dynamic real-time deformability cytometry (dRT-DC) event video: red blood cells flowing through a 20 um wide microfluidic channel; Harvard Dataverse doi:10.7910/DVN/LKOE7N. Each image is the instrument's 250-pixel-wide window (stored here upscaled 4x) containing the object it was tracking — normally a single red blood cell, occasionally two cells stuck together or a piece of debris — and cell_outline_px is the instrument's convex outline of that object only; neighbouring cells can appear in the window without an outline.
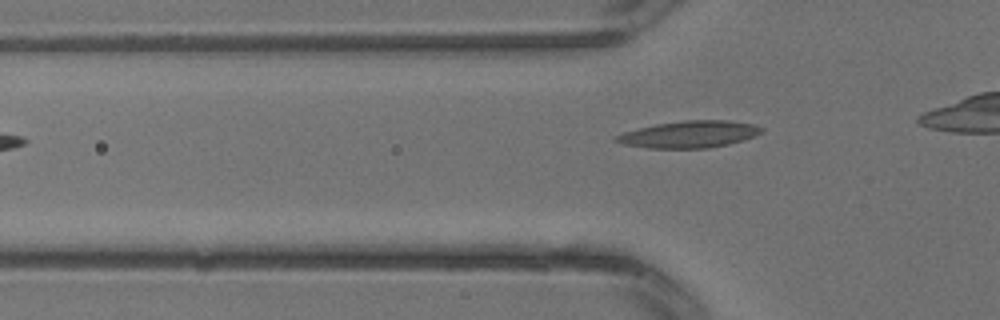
{"species": "common noctule bat (a hibernating species)", "species_latin": "Nyctalus noctula", "temperature_condition": "warm", "stored_images_in_passage": 4, "camera_frame_rate_fps": 3000, "um_per_image_px": 0.085, "animal": {"sex": "male", "body_mass_g": 13.3}, "frame": {"image": 1, "passage_image": 3, "time_ms": 0.667, "image_size_px": [1000, 320], "cell_outline_px": [[764, 132], [756, 136], [744, 140], [728, 144], [708, 148], [648, 148], [624, 144], [612, 140], [616, 136], [624, 132], [656, 124], [684, 120], [728, 120], [756, 124], [764, 128]], "centroid_in_image_um": [58.66, 11.41], "position_along_channel_um": 67.1, "area_um2": 22.89}}
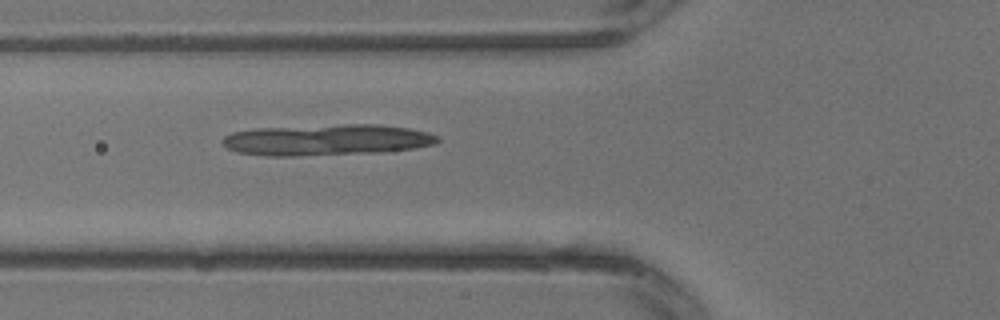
{"frame": {"image": 2, "passage_image": 4, "time_ms": 1.0, "image_size_px": [1000, 320], "cell_outline_px": [[440, 140], [436, 144], [412, 148], [380, 152], [296, 156], [264, 156], [236, 152], [228, 148], [220, 140], [224, 136], [232, 132], [256, 128], [344, 124], [380, 124], [408, 128], [428, 132], [440, 136]], "centroid_in_image_um": [27.76, 11.89], "position_along_channel_um": 98.0, "area_um2": 39.25}}